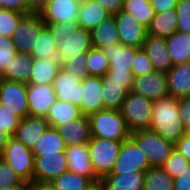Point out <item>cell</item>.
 <instances>
[{"label": "cell", "instance_id": "cell-36", "mask_svg": "<svg viewBox=\"0 0 190 190\" xmlns=\"http://www.w3.org/2000/svg\"><path fill=\"white\" fill-rule=\"evenodd\" d=\"M122 11L132 14L146 28L155 15L150 0H123Z\"/></svg>", "mask_w": 190, "mask_h": 190}, {"label": "cell", "instance_id": "cell-9", "mask_svg": "<svg viewBox=\"0 0 190 190\" xmlns=\"http://www.w3.org/2000/svg\"><path fill=\"white\" fill-rule=\"evenodd\" d=\"M0 104L20 120L29 116L27 84L0 78Z\"/></svg>", "mask_w": 190, "mask_h": 190}, {"label": "cell", "instance_id": "cell-43", "mask_svg": "<svg viewBox=\"0 0 190 190\" xmlns=\"http://www.w3.org/2000/svg\"><path fill=\"white\" fill-rule=\"evenodd\" d=\"M16 54L17 51L12 39L0 35V76L6 71L12 57Z\"/></svg>", "mask_w": 190, "mask_h": 190}, {"label": "cell", "instance_id": "cell-58", "mask_svg": "<svg viewBox=\"0 0 190 190\" xmlns=\"http://www.w3.org/2000/svg\"><path fill=\"white\" fill-rule=\"evenodd\" d=\"M89 190H106L104 184L99 180L93 183Z\"/></svg>", "mask_w": 190, "mask_h": 190}, {"label": "cell", "instance_id": "cell-11", "mask_svg": "<svg viewBox=\"0 0 190 190\" xmlns=\"http://www.w3.org/2000/svg\"><path fill=\"white\" fill-rule=\"evenodd\" d=\"M34 157L33 182L50 183L59 175L68 171L65 152Z\"/></svg>", "mask_w": 190, "mask_h": 190}, {"label": "cell", "instance_id": "cell-39", "mask_svg": "<svg viewBox=\"0 0 190 190\" xmlns=\"http://www.w3.org/2000/svg\"><path fill=\"white\" fill-rule=\"evenodd\" d=\"M87 62V52L80 53L77 57L73 59L66 60L61 63V69L68 75L84 79L89 77L86 67Z\"/></svg>", "mask_w": 190, "mask_h": 190}, {"label": "cell", "instance_id": "cell-33", "mask_svg": "<svg viewBox=\"0 0 190 190\" xmlns=\"http://www.w3.org/2000/svg\"><path fill=\"white\" fill-rule=\"evenodd\" d=\"M31 150L34 156L57 154V152H65L66 145L60 133L55 128L49 126Z\"/></svg>", "mask_w": 190, "mask_h": 190}, {"label": "cell", "instance_id": "cell-2", "mask_svg": "<svg viewBox=\"0 0 190 190\" xmlns=\"http://www.w3.org/2000/svg\"><path fill=\"white\" fill-rule=\"evenodd\" d=\"M47 26L51 28L58 44L57 59L60 63L88 52L93 47L90 31L79 27L77 22Z\"/></svg>", "mask_w": 190, "mask_h": 190}, {"label": "cell", "instance_id": "cell-55", "mask_svg": "<svg viewBox=\"0 0 190 190\" xmlns=\"http://www.w3.org/2000/svg\"><path fill=\"white\" fill-rule=\"evenodd\" d=\"M12 136L4 131V128L0 126V154L3 152L5 146Z\"/></svg>", "mask_w": 190, "mask_h": 190}, {"label": "cell", "instance_id": "cell-22", "mask_svg": "<svg viewBox=\"0 0 190 190\" xmlns=\"http://www.w3.org/2000/svg\"><path fill=\"white\" fill-rule=\"evenodd\" d=\"M65 155L69 172L89 178H97L90 161V153L87 144L68 146L66 147Z\"/></svg>", "mask_w": 190, "mask_h": 190}, {"label": "cell", "instance_id": "cell-46", "mask_svg": "<svg viewBox=\"0 0 190 190\" xmlns=\"http://www.w3.org/2000/svg\"><path fill=\"white\" fill-rule=\"evenodd\" d=\"M20 119L10 113L0 104V126L4 128L11 136L14 135L16 128L19 126Z\"/></svg>", "mask_w": 190, "mask_h": 190}, {"label": "cell", "instance_id": "cell-7", "mask_svg": "<svg viewBox=\"0 0 190 190\" xmlns=\"http://www.w3.org/2000/svg\"><path fill=\"white\" fill-rule=\"evenodd\" d=\"M1 160L8 163L24 182H33L35 157L20 141L11 137L1 153Z\"/></svg>", "mask_w": 190, "mask_h": 190}, {"label": "cell", "instance_id": "cell-29", "mask_svg": "<svg viewBox=\"0 0 190 190\" xmlns=\"http://www.w3.org/2000/svg\"><path fill=\"white\" fill-rule=\"evenodd\" d=\"M109 16L99 3L87 0L80 3L77 23L79 27L91 31Z\"/></svg>", "mask_w": 190, "mask_h": 190}, {"label": "cell", "instance_id": "cell-25", "mask_svg": "<svg viewBox=\"0 0 190 190\" xmlns=\"http://www.w3.org/2000/svg\"><path fill=\"white\" fill-rule=\"evenodd\" d=\"M61 63L57 58L34 59L28 84L53 85Z\"/></svg>", "mask_w": 190, "mask_h": 190}, {"label": "cell", "instance_id": "cell-30", "mask_svg": "<svg viewBox=\"0 0 190 190\" xmlns=\"http://www.w3.org/2000/svg\"><path fill=\"white\" fill-rule=\"evenodd\" d=\"M166 43L173 65L190 62V33L175 31Z\"/></svg>", "mask_w": 190, "mask_h": 190}, {"label": "cell", "instance_id": "cell-45", "mask_svg": "<svg viewBox=\"0 0 190 190\" xmlns=\"http://www.w3.org/2000/svg\"><path fill=\"white\" fill-rule=\"evenodd\" d=\"M23 180L17 175V173L11 168V166L0 161V190L7 188L11 185H19Z\"/></svg>", "mask_w": 190, "mask_h": 190}, {"label": "cell", "instance_id": "cell-42", "mask_svg": "<svg viewBox=\"0 0 190 190\" xmlns=\"http://www.w3.org/2000/svg\"><path fill=\"white\" fill-rule=\"evenodd\" d=\"M131 65V72L133 77L143 76L154 71L152 61L142 48L136 52Z\"/></svg>", "mask_w": 190, "mask_h": 190}, {"label": "cell", "instance_id": "cell-47", "mask_svg": "<svg viewBox=\"0 0 190 190\" xmlns=\"http://www.w3.org/2000/svg\"><path fill=\"white\" fill-rule=\"evenodd\" d=\"M179 117L186 133H190V96L178 100Z\"/></svg>", "mask_w": 190, "mask_h": 190}, {"label": "cell", "instance_id": "cell-20", "mask_svg": "<svg viewBox=\"0 0 190 190\" xmlns=\"http://www.w3.org/2000/svg\"><path fill=\"white\" fill-rule=\"evenodd\" d=\"M82 103L80 111L85 116L97 113L103 110L102 78L92 77L82 79Z\"/></svg>", "mask_w": 190, "mask_h": 190}, {"label": "cell", "instance_id": "cell-4", "mask_svg": "<svg viewBox=\"0 0 190 190\" xmlns=\"http://www.w3.org/2000/svg\"><path fill=\"white\" fill-rule=\"evenodd\" d=\"M121 145V141L95 137L87 143L93 171L99 180L112 172Z\"/></svg>", "mask_w": 190, "mask_h": 190}, {"label": "cell", "instance_id": "cell-50", "mask_svg": "<svg viewBox=\"0 0 190 190\" xmlns=\"http://www.w3.org/2000/svg\"><path fill=\"white\" fill-rule=\"evenodd\" d=\"M102 79H111V81L117 82H133V75L131 71L109 70Z\"/></svg>", "mask_w": 190, "mask_h": 190}, {"label": "cell", "instance_id": "cell-5", "mask_svg": "<svg viewBox=\"0 0 190 190\" xmlns=\"http://www.w3.org/2000/svg\"><path fill=\"white\" fill-rule=\"evenodd\" d=\"M120 112L131 133L149 130L152 121V101L150 99L129 91Z\"/></svg>", "mask_w": 190, "mask_h": 190}, {"label": "cell", "instance_id": "cell-60", "mask_svg": "<svg viewBox=\"0 0 190 190\" xmlns=\"http://www.w3.org/2000/svg\"><path fill=\"white\" fill-rule=\"evenodd\" d=\"M1 9H3V5H2V3H1V1H0V10H1Z\"/></svg>", "mask_w": 190, "mask_h": 190}, {"label": "cell", "instance_id": "cell-52", "mask_svg": "<svg viewBox=\"0 0 190 190\" xmlns=\"http://www.w3.org/2000/svg\"><path fill=\"white\" fill-rule=\"evenodd\" d=\"M3 9H8L16 12L27 14L26 0H0Z\"/></svg>", "mask_w": 190, "mask_h": 190}, {"label": "cell", "instance_id": "cell-54", "mask_svg": "<svg viewBox=\"0 0 190 190\" xmlns=\"http://www.w3.org/2000/svg\"><path fill=\"white\" fill-rule=\"evenodd\" d=\"M48 0H26L27 14L40 13Z\"/></svg>", "mask_w": 190, "mask_h": 190}, {"label": "cell", "instance_id": "cell-10", "mask_svg": "<svg viewBox=\"0 0 190 190\" xmlns=\"http://www.w3.org/2000/svg\"><path fill=\"white\" fill-rule=\"evenodd\" d=\"M150 168L145 153L131 139L122 142L119 155L110 174L146 172Z\"/></svg>", "mask_w": 190, "mask_h": 190}, {"label": "cell", "instance_id": "cell-1", "mask_svg": "<svg viewBox=\"0 0 190 190\" xmlns=\"http://www.w3.org/2000/svg\"><path fill=\"white\" fill-rule=\"evenodd\" d=\"M178 114L176 98L167 96L152 101V121L149 130L175 145L186 134Z\"/></svg>", "mask_w": 190, "mask_h": 190}, {"label": "cell", "instance_id": "cell-35", "mask_svg": "<svg viewBox=\"0 0 190 190\" xmlns=\"http://www.w3.org/2000/svg\"><path fill=\"white\" fill-rule=\"evenodd\" d=\"M98 178H89L72 172H65L50 182L56 190H89Z\"/></svg>", "mask_w": 190, "mask_h": 190}, {"label": "cell", "instance_id": "cell-51", "mask_svg": "<svg viewBox=\"0 0 190 190\" xmlns=\"http://www.w3.org/2000/svg\"><path fill=\"white\" fill-rule=\"evenodd\" d=\"M99 3L110 15L122 10L123 0H92Z\"/></svg>", "mask_w": 190, "mask_h": 190}, {"label": "cell", "instance_id": "cell-27", "mask_svg": "<svg viewBox=\"0 0 190 190\" xmlns=\"http://www.w3.org/2000/svg\"><path fill=\"white\" fill-rule=\"evenodd\" d=\"M92 46L102 49L112 44H119V34L114 15H110L90 31Z\"/></svg>", "mask_w": 190, "mask_h": 190}, {"label": "cell", "instance_id": "cell-17", "mask_svg": "<svg viewBox=\"0 0 190 190\" xmlns=\"http://www.w3.org/2000/svg\"><path fill=\"white\" fill-rule=\"evenodd\" d=\"M142 49L152 61L155 71L167 73L173 66L165 38L147 34Z\"/></svg>", "mask_w": 190, "mask_h": 190}, {"label": "cell", "instance_id": "cell-31", "mask_svg": "<svg viewBox=\"0 0 190 190\" xmlns=\"http://www.w3.org/2000/svg\"><path fill=\"white\" fill-rule=\"evenodd\" d=\"M82 115L80 108L69 102L56 100L45 117L50 127L56 128L79 118Z\"/></svg>", "mask_w": 190, "mask_h": 190}, {"label": "cell", "instance_id": "cell-21", "mask_svg": "<svg viewBox=\"0 0 190 190\" xmlns=\"http://www.w3.org/2000/svg\"><path fill=\"white\" fill-rule=\"evenodd\" d=\"M166 78L170 97L179 100L190 96V62L173 65Z\"/></svg>", "mask_w": 190, "mask_h": 190}, {"label": "cell", "instance_id": "cell-12", "mask_svg": "<svg viewBox=\"0 0 190 190\" xmlns=\"http://www.w3.org/2000/svg\"><path fill=\"white\" fill-rule=\"evenodd\" d=\"M120 44L127 47L142 48L147 35V28L130 13L119 11L114 15Z\"/></svg>", "mask_w": 190, "mask_h": 190}, {"label": "cell", "instance_id": "cell-13", "mask_svg": "<svg viewBox=\"0 0 190 190\" xmlns=\"http://www.w3.org/2000/svg\"><path fill=\"white\" fill-rule=\"evenodd\" d=\"M130 91L151 101L166 98L169 96L166 73L154 70L146 75L133 77Z\"/></svg>", "mask_w": 190, "mask_h": 190}, {"label": "cell", "instance_id": "cell-24", "mask_svg": "<svg viewBox=\"0 0 190 190\" xmlns=\"http://www.w3.org/2000/svg\"><path fill=\"white\" fill-rule=\"evenodd\" d=\"M140 48L127 47L122 44H112L101 50L109 60V70L121 72L131 71L132 62Z\"/></svg>", "mask_w": 190, "mask_h": 190}, {"label": "cell", "instance_id": "cell-14", "mask_svg": "<svg viewBox=\"0 0 190 190\" xmlns=\"http://www.w3.org/2000/svg\"><path fill=\"white\" fill-rule=\"evenodd\" d=\"M56 100L53 85L27 84L29 116L45 118Z\"/></svg>", "mask_w": 190, "mask_h": 190}, {"label": "cell", "instance_id": "cell-44", "mask_svg": "<svg viewBox=\"0 0 190 190\" xmlns=\"http://www.w3.org/2000/svg\"><path fill=\"white\" fill-rule=\"evenodd\" d=\"M175 10L177 12V31L190 33V0H178Z\"/></svg>", "mask_w": 190, "mask_h": 190}, {"label": "cell", "instance_id": "cell-53", "mask_svg": "<svg viewBox=\"0 0 190 190\" xmlns=\"http://www.w3.org/2000/svg\"><path fill=\"white\" fill-rule=\"evenodd\" d=\"M175 148L190 162V133L183 135L175 144Z\"/></svg>", "mask_w": 190, "mask_h": 190}, {"label": "cell", "instance_id": "cell-19", "mask_svg": "<svg viewBox=\"0 0 190 190\" xmlns=\"http://www.w3.org/2000/svg\"><path fill=\"white\" fill-rule=\"evenodd\" d=\"M48 127L49 124L45 118L27 116L20 120L12 137L32 149Z\"/></svg>", "mask_w": 190, "mask_h": 190}, {"label": "cell", "instance_id": "cell-41", "mask_svg": "<svg viewBox=\"0 0 190 190\" xmlns=\"http://www.w3.org/2000/svg\"><path fill=\"white\" fill-rule=\"evenodd\" d=\"M189 165L190 162L176 148H174L170 157L161 167L174 179L179 177Z\"/></svg>", "mask_w": 190, "mask_h": 190}, {"label": "cell", "instance_id": "cell-15", "mask_svg": "<svg viewBox=\"0 0 190 190\" xmlns=\"http://www.w3.org/2000/svg\"><path fill=\"white\" fill-rule=\"evenodd\" d=\"M79 7L75 0H48L40 14L46 25L77 22Z\"/></svg>", "mask_w": 190, "mask_h": 190}, {"label": "cell", "instance_id": "cell-16", "mask_svg": "<svg viewBox=\"0 0 190 190\" xmlns=\"http://www.w3.org/2000/svg\"><path fill=\"white\" fill-rule=\"evenodd\" d=\"M82 79L73 77L59 69L53 87L57 100L69 102L81 108Z\"/></svg>", "mask_w": 190, "mask_h": 190}, {"label": "cell", "instance_id": "cell-34", "mask_svg": "<svg viewBox=\"0 0 190 190\" xmlns=\"http://www.w3.org/2000/svg\"><path fill=\"white\" fill-rule=\"evenodd\" d=\"M57 50L58 44L56 39L53 37L51 28L46 25L41 30L36 45H34L30 55L34 59L57 58Z\"/></svg>", "mask_w": 190, "mask_h": 190}, {"label": "cell", "instance_id": "cell-32", "mask_svg": "<svg viewBox=\"0 0 190 190\" xmlns=\"http://www.w3.org/2000/svg\"><path fill=\"white\" fill-rule=\"evenodd\" d=\"M177 12L168 10L163 13H155L151 24L147 28V34L167 38L177 31Z\"/></svg>", "mask_w": 190, "mask_h": 190}, {"label": "cell", "instance_id": "cell-48", "mask_svg": "<svg viewBox=\"0 0 190 190\" xmlns=\"http://www.w3.org/2000/svg\"><path fill=\"white\" fill-rule=\"evenodd\" d=\"M174 190H190V165L181 175L173 180Z\"/></svg>", "mask_w": 190, "mask_h": 190}, {"label": "cell", "instance_id": "cell-18", "mask_svg": "<svg viewBox=\"0 0 190 190\" xmlns=\"http://www.w3.org/2000/svg\"><path fill=\"white\" fill-rule=\"evenodd\" d=\"M62 137L66 147L71 145L87 144L91 139L90 120L88 116L62 124L55 128Z\"/></svg>", "mask_w": 190, "mask_h": 190}, {"label": "cell", "instance_id": "cell-28", "mask_svg": "<svg viewBox=\"0 0 190 190\" xmlns=\"http://www.w3.org/2000/svg\"><path fill=\"white\" fill-rule=\"evenodd\" d=\"M32 63L33 57L30 54L17 52L0 78L28 84Z\"/></svg>", "mask_w": 190, "mask_h": 190}, {"label": "cell", "instance_id": "cell-40", "mask_svg": "<svg viewBox=\"0 0 190 190\" xmlns=\"http://www.w3.org/2000/svg\"><path fill=\"white\" fill-rule=\"evenodd\" d=\"M24 13L16 12L8 9L0 10V35L10 37L17 25L24 17Z\"/></svg>", "mask_w": 190, "mask_h": 190}, {"label": "cell", "instance_id": "cell-37", "mask_svg": "<svg viewBox=\"0 0 190 190\" xmlns=\"http://www.w3.org/2000/svg\"><path fill=\"white\" fill-rule=\"evenodd\" d=\"M173 178L160 166L145 172L144 190H174Z\"/></svg>", "mask_w": 190, "mask_h": 190}, {"label": "cell", "instance_id": "cell-8", "mask_svg": "<svg viewBox=\"0 0 190 190\" xmlns=\"http://www.w3.org/2000/svg\"><path fill=\"white\" fill-rule=\"evenodd\" d=\"M45 26L46 24L40 13L24 15L11 36L16 51L18 53L31 54L37 38Z\"/></svg>", "mask_w": 190, "mask_h": 190}, {"label": "cell", "instance_id": "cell-26", "mask_svg": "<svg viewBox=\"0 0 190 190\" xmlns=\"http://www.w3.org/2000/svg\"><path fill=\"white\" fill-rule=\"evenodd\" d=\"M145 172L108 174L100 181L106 190H144Z\"/></svg>", "mask_w": 190, "mask_h": 190}, {"label": "cell", "instance_id": "cell-59", "mask_svg": "<svg viewBox=\"0 0 190 190\" xmlns=\"http://www.w3.org/2000/svg\"><path fill=\"white\" fill-rule=\"evenodd\" d=\"M75 1H77V2H79V3H83V2H85V1H87V0H75Z\"/></svg>", "mask_w": 190, "mask_h": 190}, {"label": "cell", "instance_id": "cell-3", "mask_svg": "<svg viewBox=\"0 0 190 190\" xmlns=\"http://www.w3.org/2000/svg\"><path fill=\"white\" fill-rule=\"evenodd\" d=\"M91 137L125 141L130 138L125 119L120 110L103 109L89 116Z\"/></svg>", "mask_w": 190, "mask_h": 190}, {"label": "cell", "instance_id": "cell-6", "mask_svg": "<svg viewBox=\"0 0 190 190\" xmlns=\"http://www.w3.org/2000/svg\"><path fill=\"white\" fill-rule=\"evenodd\" d=\"M130 138L147 156L150 167H160L170 157L175 145L150 130L132 132Z\"/></svg>", "mask_w": 190, "mask_h": 190}, {"label": "cell", "instance_id": "cell-56", "mask_svg": "<svg viewBox=\"0 0 190 190\" xmlns=\"http://www.w3.org/2000/svg\"><path fill=\"white\" fill-rule=\"evenodd\" d=\"M30 190H56V189L51 183L32 182L30 184Z\"/></svg>", "mask_w": 190, "mask_h": 190}, {"label": "cell", "instance_id": "cell-38", "mask_svg": "<svg viewBox=\"0 0 190 190\" xmlns=\"http://www.w3.org/2000/svg\"><path fill=\"white\" fill-rule=\"evenodd\" d=\"M86 67L89 76L103 78L109 71V60L101 49L92 47L87 52Z\"/></svg>", "mask_w": 190, "mask_h": 190}, {"label": "cell", "instance_id": "cell-57", "mask_svg": "<svg viewBox=\"0 0 190 190\" xmlns=\"http://www.w3.org/2000/svg\"><path fill=\"white\" fill-rule=\"evenodd\" d=\"M3 190H30V184L23 181L19 185H11L7 188H4Z\"/></svg>", "mask_w": 190, "mask_h": 190}, {"label": "cell", "instance_id": "cell-49", "mask_svg": "<svg viewBox=\"0 0 190 190\" xmlns=\"http://www.w3.org/2000/svg\"><path fill=\"white\" fill-rule=\"evenodd\" d=\"M178 0H150L155 13L175 10Z\"/></svg>", "mask_w": 190, "mask_h": 190}, {"label": "cell", "instance_id": "cell-23", "mask_svg": "<svg viewBox=\"0 0 190 190\" xmlns=\"http://www.w3.org/2000/svg\"><path fill=\"white\" fill-rule=\"evenodd\" d=\"M132 82H117L111 79H102L103 107L108 110H120L128 92L131 90Z\"/></svg>", "mask_w": 190, "mask_h": 190}]
</instances>
